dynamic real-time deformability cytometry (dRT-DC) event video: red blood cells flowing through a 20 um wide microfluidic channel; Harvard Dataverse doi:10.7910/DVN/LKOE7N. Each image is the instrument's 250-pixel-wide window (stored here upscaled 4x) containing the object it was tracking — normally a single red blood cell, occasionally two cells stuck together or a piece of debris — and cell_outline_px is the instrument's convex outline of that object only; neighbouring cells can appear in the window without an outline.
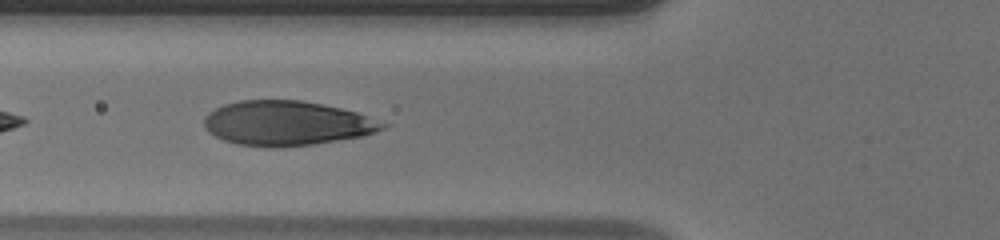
{"species": "human", "species_latin": "Homo sapiens", "temperature_condition": "warm", "stored_images_in_passage": 21, "camera_frame_rate_fps": 3000, "um_per_image_px": 0.085, "donor": {"sex": "male"}, "frame": {"image": 1, "passage_image": 4, "time_ms": 1.0, "image_size_px": [1000, 240], "cell_outline_px": [[392, 124], [376, 132], [364, 136], [312, 144], [276, 148], [272, 148], [236, 144], [224, 140], [208, 132], [204, 124], [204, 116], [208, 112], [224, 104], [240, 100], [300, 100], [340, 108], [356, 112]], "centroid_in_image_um": [24.38, 10.48], "position_along_channel_um": 101.4, "area_um2": 46.59}}